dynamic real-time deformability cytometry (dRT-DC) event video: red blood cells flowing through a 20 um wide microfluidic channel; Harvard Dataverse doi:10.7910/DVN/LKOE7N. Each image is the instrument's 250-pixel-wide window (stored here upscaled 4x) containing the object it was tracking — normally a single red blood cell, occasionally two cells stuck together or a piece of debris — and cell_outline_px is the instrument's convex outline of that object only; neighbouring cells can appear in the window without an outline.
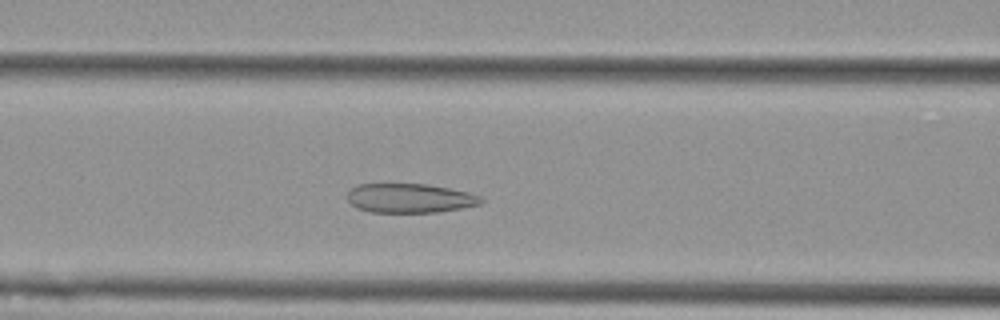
{"species": "Egyptian fruit bat (a non-hibernating species)", "species_latin": "Rousettus aegyptiacus", "temperature_condition": "cold", "stored_images_in_passage": 48, "camera_frame_rate_fps": 3000, "um_per_image_px": 0.085, "animal": {"sex": "female"}, "frame": {"image": 1, "passage_image": 15, "time_ms": 4.667, "image_size_px": [1000, 320], "cell_outline_px": [[484, 200], [480, 204], [440, 212], [368, 212], [356, 208], [348, 200], [348, 192], [352, 188], [360, 184], [424, 184], [448, 188], [468, 192], [480, 196]], "centroid_in_image_um": [34.83, 16.85], "position_along_channel_um": 131.8, "area_um2": 22.66}}
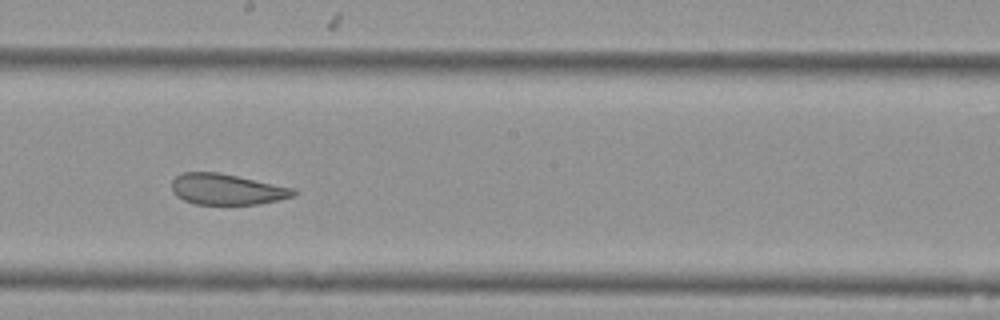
{"frame": {"image": 2, "passage_image": 23, "time_ms": 7.333, "image_size_px": [1000, 320], "cell_outline_px": [[296, 196], [260, 204], [196, 204], [184, 200], [176, 196], [172, 188], [172, 180], [176, 176], [184, 172], [216, 172], [296, 188]], "centroid_in_image_um": [19.3, 16.09], "position_along_channel_um": 228.9, "area_um2": 21.85}}
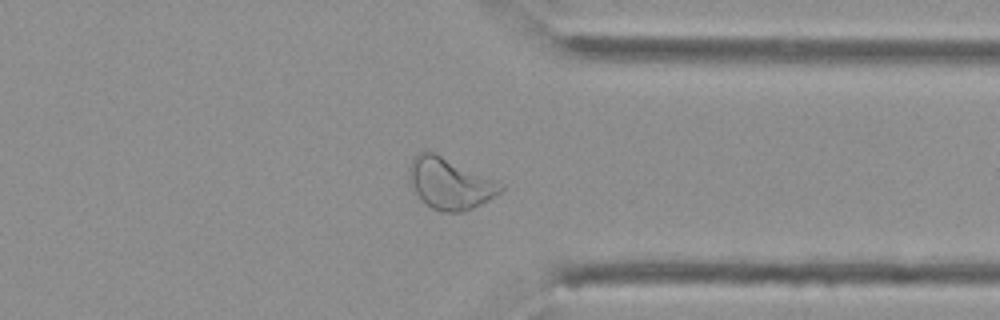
{"frame": {"image": 3, "passage_image": 35, "time_ms": 11.333, "image_size_px": [1000, 320], "cell_outline_px": [[504, 188], [500, 192], [488, 200], [464, 212], [444, 212], [432, 208], [420, 200], [408, 184], [408, 172], [412, 160], [420, 152], [432, 152], [504, 184]], "centroid_in_image_um": [38.19, 15.63], "position_along_channel_um": 373.2, "area_um2": 26.99}, "authors_computed_cell_mechanics": {"area_um2": 26.6458, "velocity_mm_per_s": 3.6669, "shape_relaxation_time_tau1_ms": null, "shape_relaxation_time_tau2_ms": 1.9044, "deformation_change_tau1": null, "deformation_change_tau2": 0.0881}}